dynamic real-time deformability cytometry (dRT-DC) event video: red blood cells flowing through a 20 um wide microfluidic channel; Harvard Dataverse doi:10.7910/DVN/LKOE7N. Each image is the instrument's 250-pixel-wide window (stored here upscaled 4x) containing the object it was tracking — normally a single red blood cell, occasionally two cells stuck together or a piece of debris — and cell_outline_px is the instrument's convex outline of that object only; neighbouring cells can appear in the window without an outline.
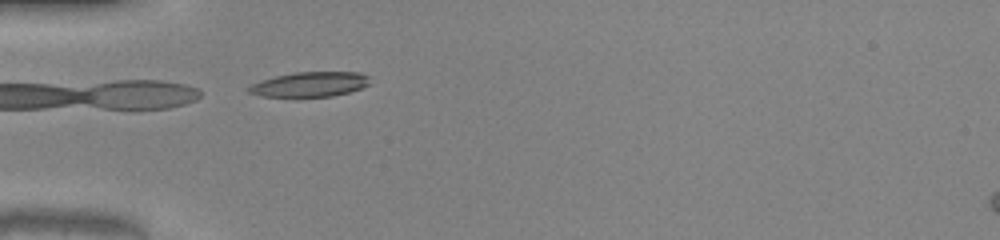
{"species": "common noctule bat (a hibernating species)", "species_latin": "Nyctalus noctula", "temperature_condition": "warm", "stored_images_in_passage": 34, "camera_frame_rate_fps": 3000, "um_per_image_px": 0.085, "animal": {"sex": "male", "body_mass_g": 20.0, "forearm_length_mm": 53.3}, "frame": {"image": 1, "passage_image": 1, "time_ms": 0.0, "image_size_px": [1000, 240], "cell_outline_px": [[368, 84], [360, 88], [348, 92], [332, 96], [296, 100], [260, 96], [248, 92], [244, 88], [260, 80], [276, 76], [296, 72], [360, 72], [368, 76]], "centroid_in_image_um": [26.22, 7.22], "position_along_channel_um": 58.8, "area_um2": 18.38}}
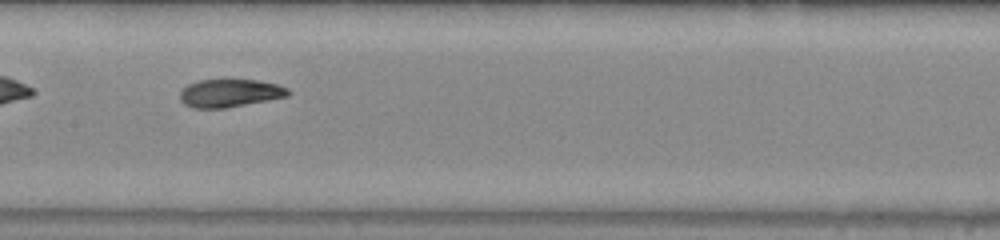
{"frame": {"image": 2, "passage_image": 11, "time_ms": 3.333, "image_size_px": [1000, 240], "cell_outline_px": [[292, 92], [288, 96], [228, 108], [192, 108], [184, 104], [180, 100], [180, 92], [188, 84], [200, 80], [256, 80], [276, 84], [288, 88]], "centroid_in_image_um": [19.54, 7.92], "position_along_channel_um": 187.9, "area_um2": 17.63}}
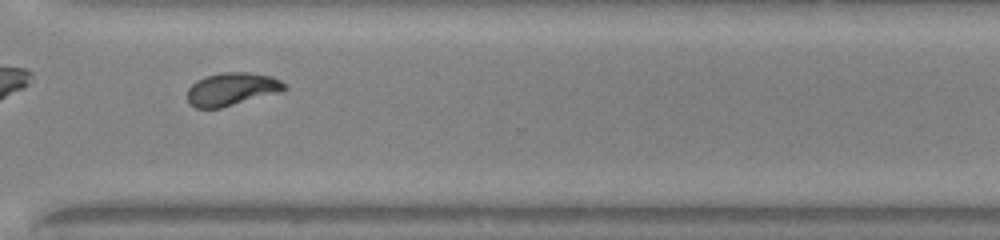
{"frame": {"image": 3, "passage_image": 23, "time_ms": 7.333, "image_size_px": [1000, 240], "cell_outline_px": [[288, 88], [280, 92], [220, 108], [196, 108], [188, 104], [188, 88], [196, 80], [208, 76], [224, 72], [248, 72], [272, 76], [288, 84]], "centroid_in_image_um": [19.72, 7.57], "position_along_channel_um": 350.9, "area_um2": 18.67}, "authors_computed_cell_mechanics": {"area_um2": 18.3804, "velocity_mm_per_s": 4.0686, "shape_relaxation_time_tau1_ms": 4.02, "shape_relaxation_time_tau2_ms": 1.4681, "deformation_change_tau1": 0.1846, "deformation_change_tau2": 0.0612}}